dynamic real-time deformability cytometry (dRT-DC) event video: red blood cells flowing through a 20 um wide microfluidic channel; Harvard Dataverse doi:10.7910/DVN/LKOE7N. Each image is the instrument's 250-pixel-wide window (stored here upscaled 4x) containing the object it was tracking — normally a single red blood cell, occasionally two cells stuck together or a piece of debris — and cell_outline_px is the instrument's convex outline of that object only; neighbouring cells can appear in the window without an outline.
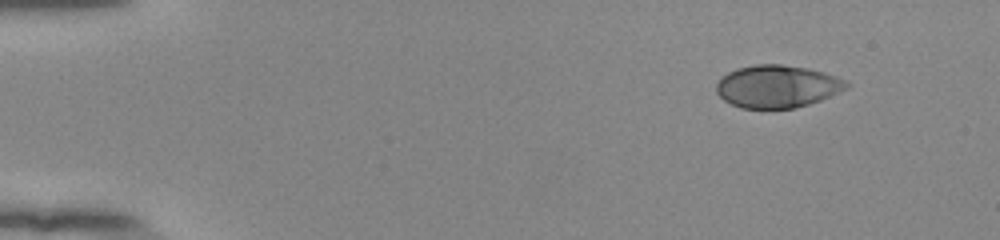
{"species": "human", "species_latin": "Homo sapiens", "temperature_condition": "room temperature", "stored_images_in_passage": 49, "camera_frame_rate_fps": 3000, "um_per_image_px": 0.085, "donor": {"sex": "female"}, "frame": {"image": 1, "passage_image": 1, "time_ms": 0.0, "image_size_px": [1000, 240], "cell_outline_px": [[848, 88], [820, 100], [796, 108], [740, 108], [724, 100], [716, 92], [716, 84], [728, 72], [736, 68], [756, 64], [780, 64], [808, 68], [824, 72], [836, 76], [844, 80], [848, 84]], "centroid_in_image_um": [66.06, 7.34], "position_along_channel_um": 18.9, "area_um2": 32.14}}
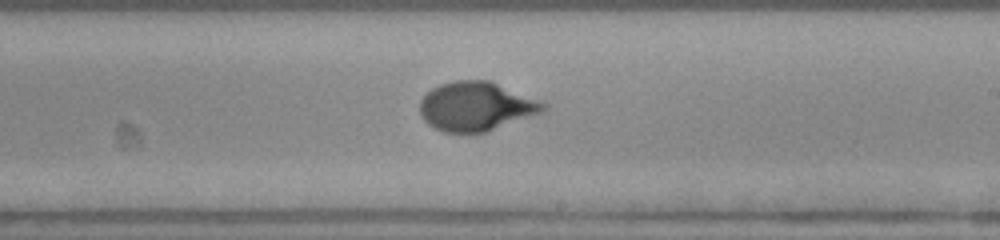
{"frame": {"image": 2, "passage_image": 28, "time_ms": 9.0, "image_size_px": [1000, 240], "cell_outline_px": [[548, 108], [544, 112], [484, 132], [444, 132], [428, 124], [420, 116], [420, 100], [432, 88], [440, 84], [452, 80], [492, 80], [548, 104]], "centroid_in_image_um": [40.49, 9.02], "position_along_channel_um": 248.5, "area_um2": 35.37}}
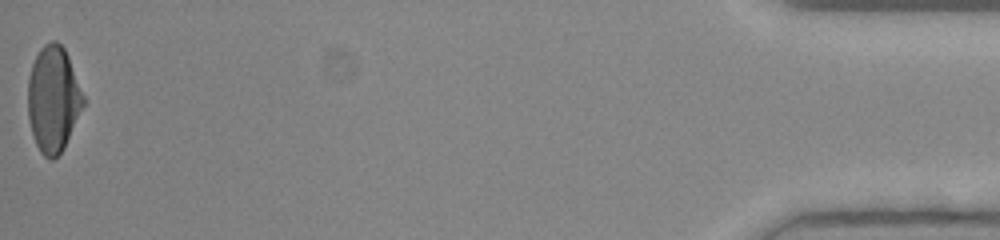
{"frame": {"image": 3, "passage_image": 49, "time_ms": 16.0, "image_size_px": [1000, 240], "cell_outline_px": [[84, 104], [64, 148], [52, 160], [48, 160], [40, 152], [36, 144], [32, 132], [28, 116], [28, 76], [32, 64], [40, 48], [44, 44], [52, 40], [56, 40], [64, 48], [68, 56], [84, 96]], "centroid_in_image_um": [4.51, 8.42], "position_along_channel_um": 430.7, "area_um2": 34.04}, "authors_computed_cell_mechanics": {"area_um2": 33.8708, "velocity_mm_per_s": 3.8727, "shape_relaxation_time_tau1_ms": 3.6707, "shape_relaxation_time_tau2_ms": null, "deformation_change_tau1": 0.2048, "deformation_change_tau2": null}}